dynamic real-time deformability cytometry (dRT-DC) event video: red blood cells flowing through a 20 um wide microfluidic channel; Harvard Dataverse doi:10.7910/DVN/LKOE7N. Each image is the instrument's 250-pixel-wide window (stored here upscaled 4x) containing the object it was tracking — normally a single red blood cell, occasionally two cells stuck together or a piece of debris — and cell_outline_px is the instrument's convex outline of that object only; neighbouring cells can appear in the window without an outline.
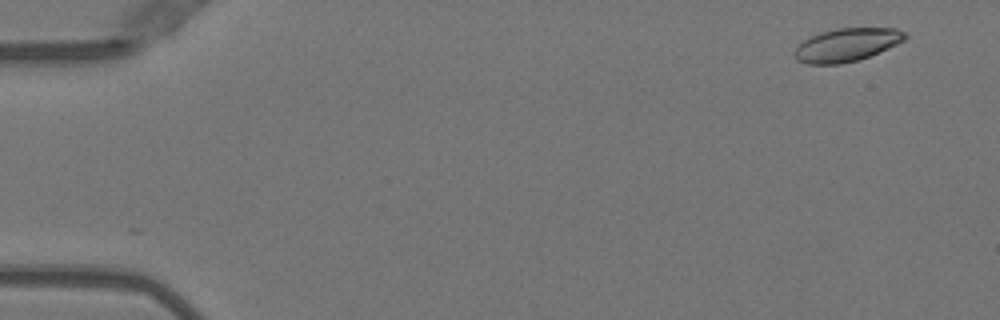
{"species": "Egyptian fruit bat (a non-hibernating species)", "species_latin": "Rousettus aegyptiacus", "temperature_condition": "warm", "stored_images_in_passage": 52, "camera_frame_rate_fps": 3000, "um_per_image_px": 0.085, "animal": {"sex": "female"}, "frame": {"image": 1, "passage_image": 4, "time_ms": 1.0, "image_size_px": [1000, 320], "cell_outline_px": [[908, 36], [904, 40], [888, 48], [868, 56], [856, 60], [840, 64], [808, 64], [796, 60], [792, 56], [792, 52], [804, 40], [820, 32], [836, 28], [896, 28], [904, 32]], "centroid_in_image_um": [71.93, 3.81], "position_along_channel_um": 13.1, "area_um2": 21.27}}
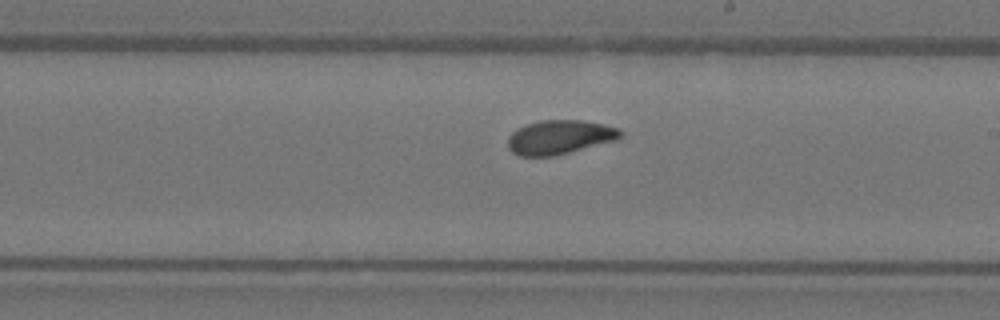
{"frame": {"image": 2, "passage_image": 31, "time_ms": 10.0, "image_size_px": [1000, 320], "cell_outline_px": [[624, 132], [616, 140], [552, 156], [520, 156], [512, 152], [508, 148], [508, 136], [516, 128], [540, 120], [584, 120], [604, 124], [620, 128]], "centroid_in_image_um": [47.56, 11.64], "position_along_channel_um": 241.4, "area_um2": 22.37}}
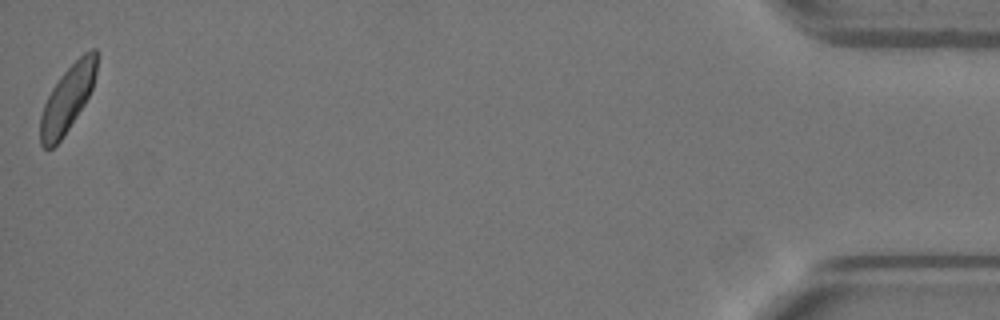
{"frame": {"image": 3, "passage_image": 52, "time_ms": 17.0, "image_size_px": [1000, 320], "cell_outline_px": [[100, 52], [96, 72], [92, 88], [84, 104], [64, 136], [52, 148], [44, 148], [40, 144], [40, 116], [44, 104], [52, 88], [60, 76], [84, 52], [92, 48], [96, 48]], "centroid_in_image_um": [5.76, 8.35], "position_along_channel_um": 429.4, "area_um2": 21.79}, "authors_computed_cell_mechanics": {"area_um2": 22.0507, "velocity_mm_per_s": 4.0001, "shape_relaxation_time_tau1_ms": 4.1955, "shape_relaxation_time_tau2_ms": 3.9562, "deformation_change_tau1": 0.1469, "deformation_change_tau2": 0.0939}}